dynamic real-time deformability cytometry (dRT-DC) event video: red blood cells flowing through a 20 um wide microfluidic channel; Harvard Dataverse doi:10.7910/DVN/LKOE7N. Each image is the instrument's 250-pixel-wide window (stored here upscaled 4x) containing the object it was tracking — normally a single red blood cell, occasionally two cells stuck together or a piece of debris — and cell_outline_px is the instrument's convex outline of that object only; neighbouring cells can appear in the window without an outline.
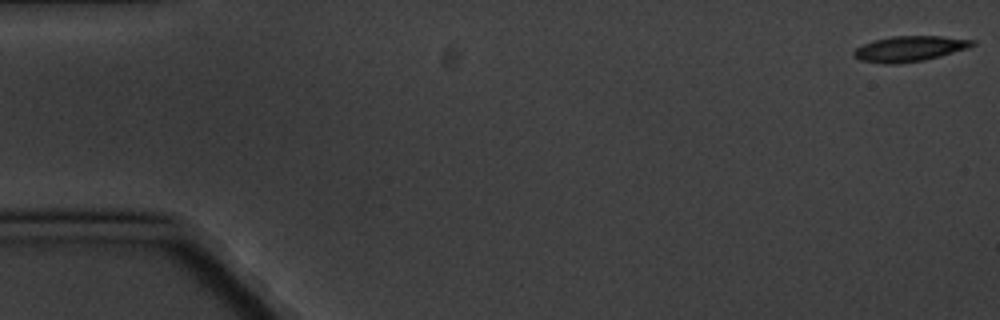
{"species": "common noctule bat (a hibernating species)", "species_latin": "Nyctalus noctula", "temperature_condition": "cold", "stored_images_in_passage": 4, "camera_frame_rate_fps": 3000, "um_per_image_px": 0.085, "animal": {"sex": "male", "body_mass_g": 20.1, "forearm_length_mm": 53.5}, "frame": {"image": 1, "passage_image": 1, "time_ms": 0.0, "image_size_px": [1000, 320], "cell_outline_px": [[976, 44], [968, 48], [940, 56], [924, 60], [896, 64], [884, 64], [860, 60], [852, 56], [852, 52], [856, 48], [864, 44], [876, 40], [892, 36], [944, 36], [976, 40]], "centroid_in_image_um": [77.32, 4.14], "position_along_channel_um": 7.7, "area_um2": 17.63}}